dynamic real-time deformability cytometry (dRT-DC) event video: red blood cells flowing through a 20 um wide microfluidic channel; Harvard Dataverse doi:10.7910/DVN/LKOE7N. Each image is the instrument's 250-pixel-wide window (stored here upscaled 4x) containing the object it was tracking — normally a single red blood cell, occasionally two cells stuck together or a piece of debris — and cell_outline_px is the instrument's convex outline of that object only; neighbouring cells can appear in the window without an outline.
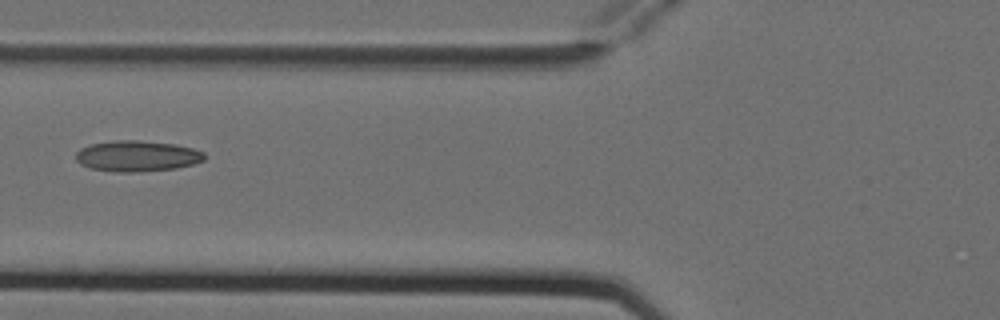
{"species": "Egyptian fruit bat (a non-hibernating species)", "species_latin": "Rousettus aegyptiacus", "temperature_condition": "cold", "stored_images_in_passage": 5, "camera_frame_rate_fps": 3000, "um_per_image_px": 0.085, "animal": {"sex": "female"}, "frame": {"image": 1, "passage_image": 5, "time_ms": 1.333, "image_size_px": [1000, 320], "cell_outline_px": [[204, 160], [192, 164], [176, 168], [132, 172], [116, 172], [88, 168], [80, 164], [76, 160], [76, 152], [80, 148], [92, 144], [116, 140], [140, 140], [176, 144], [192, 148], [204, 152]], "centroid_in_image_um": [11.63, 13.26], "position_along_channel_um": 114.2, "area_um2": 23.12}}